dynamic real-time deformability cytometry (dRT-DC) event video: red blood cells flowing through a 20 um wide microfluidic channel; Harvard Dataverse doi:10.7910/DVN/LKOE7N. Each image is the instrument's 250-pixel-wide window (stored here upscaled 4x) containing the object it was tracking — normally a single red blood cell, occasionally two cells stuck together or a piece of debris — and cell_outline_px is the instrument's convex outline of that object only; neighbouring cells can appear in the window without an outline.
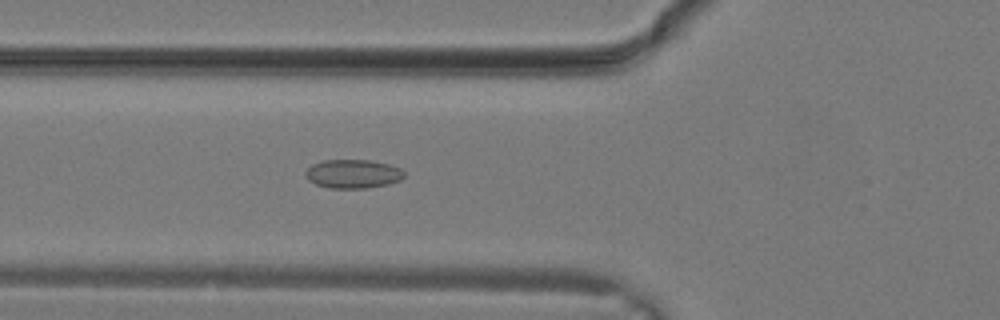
{"species": "common noctule bat (a hibernating species)", "species_latin": "Nyctalus noctula", "temperature_condition": "warm", "stored_images_in_passage": 18, "camera_frame_rate_fps": 3000, "um_per_image_px": 0.085, "animal": {"sex": "male", "body_mass_g": 19.2, "forearm_length_mm": 51.8}, "frame": {"image": 1, "passage_image": 9, "time_ms": 2.667, "image_size_px": [1000, 320], "cell_outline_px": [[404, 176], [400, 180], [388, 184], [364, 188], [328, 188], [316, 184], [308, 180], [304, 172], [312, 164], [324, 160], [368, 160], [388, 164], [400, 168], [404, 172]], "centroid_in_image_um": [29.98, 14.78], "position_along_channel_um": 95.8, "area_um2": 16.47}}
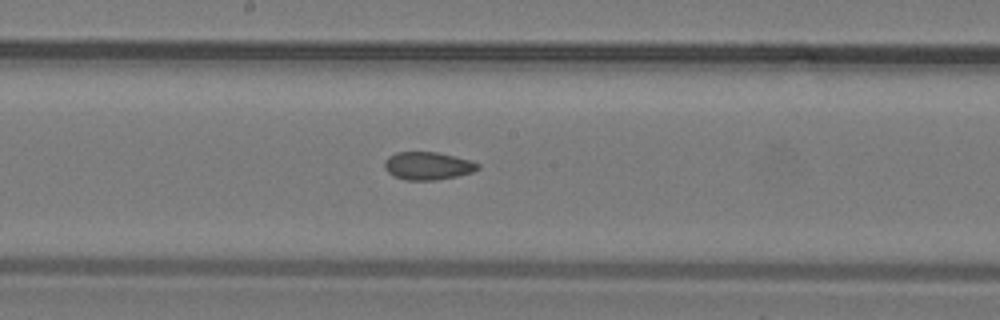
{"frame": {"image": 2, "passage_image": 14, "time_ms": 4.333, "image_size_px": [1000, 320], "cell_outline_px": [[480, 168], [472, 172], [456, 176], [436, 180], [404, 180], [388, 172], [384, 168], [384, 160], [388, 156], [396, 152], [436, 152], [456, 156], [472, 160], [480, 164]], "centroid_in_image_um": [36.37, 14.09], "position_along_channel_um": 211.8, "area_um2": 15.26}}
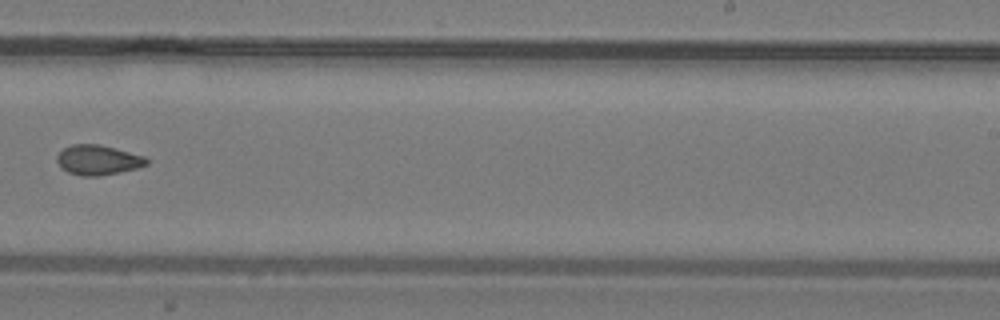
{"frame": {"image": 3, "passage_image": 17, "time_ms": 5.333, "image_size_px": [1000, 320], "cell_outline_px": [[148, 164], [136, 168], [120, 172], [100, 176], [84, 176], [68, 172], [60, 168], [56, 160], [56, 156], [64, 148], [72, 144], [100, 144], [144, 156], [148, 160]], "centroid_in_image_um": [8.3, 13.6], "position_along_channel_um": 280.7, "area_um2": 15.61}}